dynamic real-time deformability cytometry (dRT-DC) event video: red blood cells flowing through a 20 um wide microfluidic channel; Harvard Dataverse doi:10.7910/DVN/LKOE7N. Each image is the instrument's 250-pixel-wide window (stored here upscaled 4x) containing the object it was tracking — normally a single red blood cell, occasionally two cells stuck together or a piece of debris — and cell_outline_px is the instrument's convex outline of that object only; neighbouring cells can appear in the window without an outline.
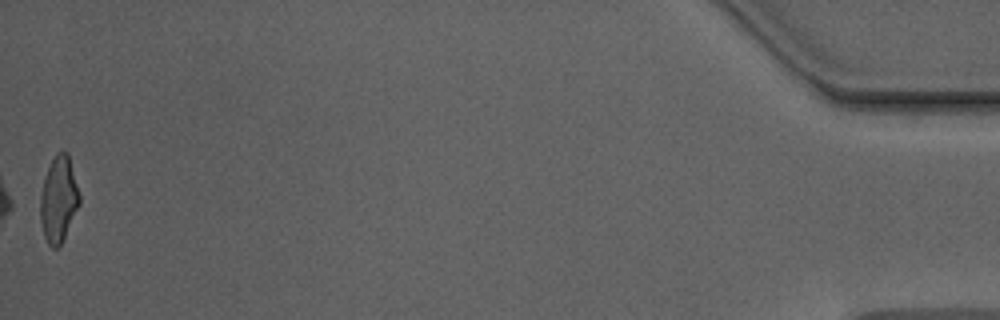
{"species": "Egyptian fruit bat (a non-hibernating species)", "species_latin": "Rousettus aegyptiacus", "temperature_condition": "warm", "stored_images_in_passage": 36, "camera_frame_rate_fps": 3000, "um_per_image_px": 0.085, "animal": {"sex": "male"}, "frame": {"image": 1, "passage_image": 36, "time_ms": 11.667, "image_size_px": [1000, 320], "cell_outline_px": [[80, 204], [60, 244], [56, 248], [52, 248], [48, 244], [44, 236], [40, 220], [40, 196], [44, 180], [48, 168], [56, 152], [64, 148], [68, 152], [80, 192]], "centroid_in_image_um": [4.99, 16.88], "position_along_channel_um": 430.2, "area_um2": 19.65}, "authors_computed_cell_mechanics": {"area_um2": 19.9121, "velocity_mm_per_s": 3.9784, "shape_relaxation_time_tau1_ms": 3.9409, "shape_relaxation_time_tau2_ms": 1.4887, "deformation_change_tau1": 0.1916, "deformation_change_tau2": 0.12}}